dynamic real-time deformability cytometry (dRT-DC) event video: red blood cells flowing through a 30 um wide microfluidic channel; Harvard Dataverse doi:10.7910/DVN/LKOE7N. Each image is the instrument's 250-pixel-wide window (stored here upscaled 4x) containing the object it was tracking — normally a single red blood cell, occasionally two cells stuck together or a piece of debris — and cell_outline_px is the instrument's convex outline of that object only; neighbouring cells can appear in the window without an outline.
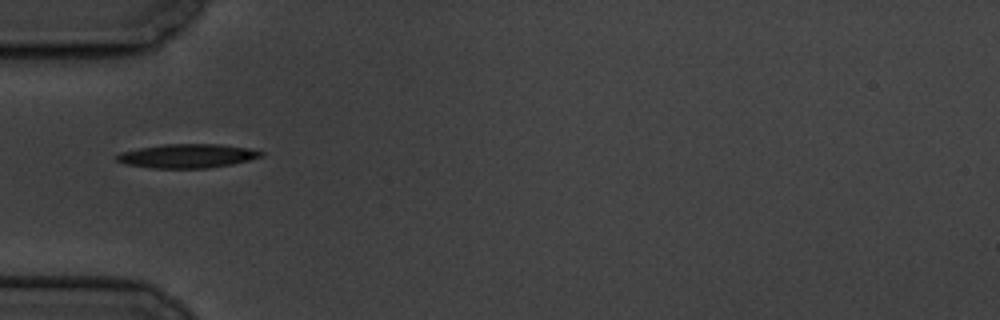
{"species": "common noctule bat (a hibernating species)", "species_latin": "Nyctalus noctula", "temperature_condition": "cold", "stored_images_in_passage": 1, "camera_frame_rate_fps": 3000, "um_per_image_px": 0.085, "animal": {"sex": "male", "body_mass_g": 19.5, "forearm_length_mm": 54.6}, "frame": {"image": 1, "passage_image": 1, "time_ms": 0.0, "image_size_px": [1000, 320], "cell_outline_px": [[264, 156], [232, 164], [208, 168], [152, 168], [124, 164], [116, 160], [112, 156], [120, 152], [140, 148], [164, 144], [220, 144], [248, 148], [264, 152]], "centroid_in_image_um": [15.89, 13.25], "position_along_channel_um": 69.1, "area_um2": 20.23}}